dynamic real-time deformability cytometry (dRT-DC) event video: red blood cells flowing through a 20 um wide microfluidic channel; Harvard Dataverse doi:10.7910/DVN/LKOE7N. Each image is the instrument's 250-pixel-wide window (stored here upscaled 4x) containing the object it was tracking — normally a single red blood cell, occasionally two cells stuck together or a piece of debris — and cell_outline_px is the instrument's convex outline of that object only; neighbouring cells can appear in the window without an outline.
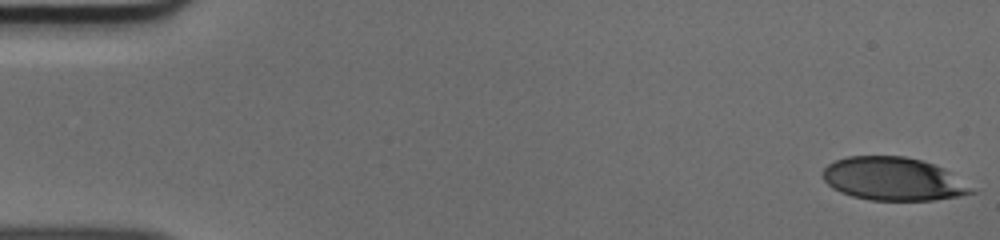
{"species": "human", "species_latin": "Homo sapiens", "temperature_condition": "cold", "stored_images_in_passage": 50, "camera_frame_rate_fps": 3000, "um_per_image_px": 0.085, "donor": {"sex": "male"}, "frame": {"image": 1, "passage_image": 1, "time_ms": 0.0, "image_size_px": [1000, 240], "cell_outline_px": [[976, 192], [960, 196], [932, 200], [868, 200], [852, 196], [840, 192], [832, 188], [820, 176], [824, 168], [828, 164], [836, 160], [848, 156], [904, 156], [920, 160], [944, 168], [976, 188]], "centroid_in_image_um": [75.93, 15.21], "position_along_channel_um": 9.1, "area_um2": 37.63}}
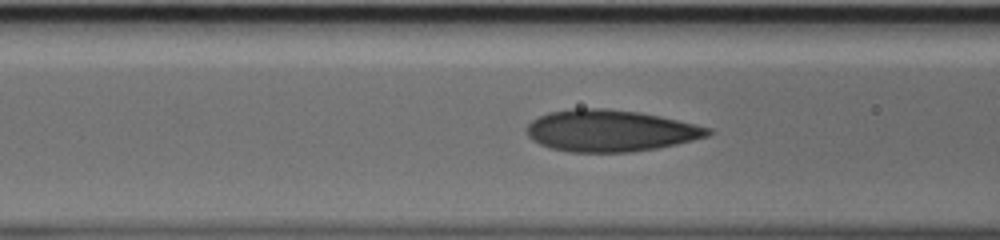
{"frame": {"image": 2, "passage_image": 20, "time_ms": 6.333, "image_size_px": [1000, 240], "cell_outline_px": [[712, 132], [708, 136], [676, 144], [656, 148], [632, 152], [568, 152], [548, 148], [532, 140], [528, 136], [524, 128], [532, 120], [548, 112], [576, 108], [604, 108], [640, 112], [660, 116], [696, 124], [712, 128]], "centroid_in_image_um": [51.85, 11.11], "position_along_channel_um": 114.8, "area_um2": 44.22}}
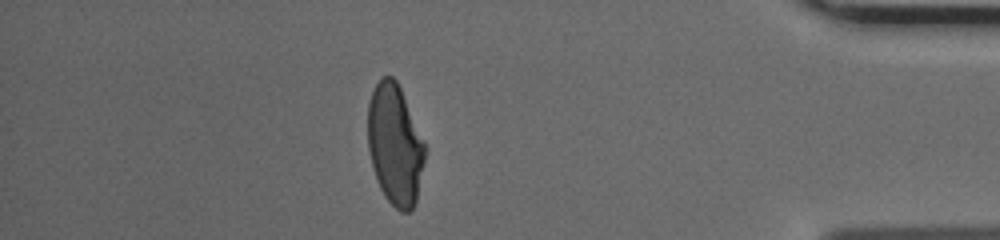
{"frame": {"image": 3, "passage_image": 44, "time_ms": 14.333, "image_size_px": [1000, 240], "cell_outline_px": [[424, 160], [416, 204], [408, 212], [400, 212], [384, 196], [376, 180], [368, 148], [368, 104], [372, 92], [376, 84], [384, 76], [392, 76], [396, 80], [400, 88], [424, 140]], "centroid_in_image_um": [33.56, 12.32], "position_along_channel_um": 401.6, "area_um2": 39.88}}